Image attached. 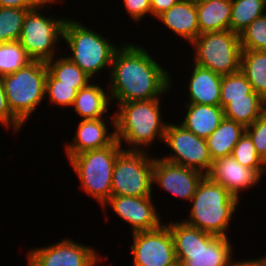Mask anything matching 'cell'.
Returning <instances> with one entry per match:
<instances>
[{
  "mask_svg": "<svg viewBox=\"0 0 266 266\" xmlns=\"http://www.w3.org/2000/svg\"><path fill=\"white\" fill-rule=\"evenodd\" d=\"M109 123L111 126H108ZM75 131L73 138L70 139L72 141L67 140L64 146V151L68 160L72 156L82 152L109 146L116 139L115 116L79 120Z\"/></svg>",
  "mask_w": 266,
  "mask_h": 266,
  "instance_id": "cell-17",
  "label": "cell"
},
{
  "mask_svg": "<svg viewBox=\"0 0 266 266\" xmlns=\"http://www.w3.org/2000/svg\"><path fill=\"white\" fill-rule=\"evenodd\" d=\"M55 4L58 5L57 2L41 1L24 17L18 41L33 61L47 62L56 57L60 51L64 24L68 16L49 15V11L47 15L45 8L52 9L50 7Z\"/></svg>",
  "mask_w": 266,
  "mask_h": 266,
  "instance_id": "cell-7",
  "label": "cell"
},
{
  "mask_svg": "<svg viewBox=\"0 0 266 266\" xmlns=\"http://www.w3.org/2000/svg\"><path fill=\"white\" fill-rule=\"evenodd\" d=\"M188 217L180 218L201 231L228 237L231 220L238 211L240 200L207 175L200 181L190 201Z\"/></svg>",
  "mask_w": 266,
  "mask_h": 266,
  "instance_id": "cell-4",
  "label": "cell"
},
{
  "mask_svg": "<svg viewBox=\"0 0 266 266\" xmlns=\"http://www.w3.org/2000/svg\"><path fill=\"white\" fill-rule=\"evenodd\" d=\"M48 71L58 80V84L88 85L93 79L74 64L63 53L46 62Z\"/></svg>",
  "mask_w": 266,
  "mask_h": 266,
  "instance_id": "cell-27",
  "label": "cell"
},
{
  "mask_svg": "<svg viewBox=\"0 0 266 266\" xmlns=\"http://www.w3.org/2000/svg\"><path fill=\"white\" fill-rule=\"evenodd\" d=\"M200 34L230 30L231 0L196 2Z\"/></svg>",
  "mask_w": 266,
  "mask_h": 266,
  "instance_id": "cell-22",
  "label": "cell"
},
{
  "mask_svg": "<svg viewBox=\"0 0 266 266\" xmlns=\"http://www.w3.org/2000/svg\"><path fill=\"white\" fill-rule=\"evenodd\" d=\"M245 132L252 139L259 156L264 159L266 157V111L251 125L245 127Z\"/></svg>",
  "mask_w": 266,
  "mask_h": 266,
  "instance_id": "cell-35",
  "label": "cell"
},
{
  "mask_svg": "<svg viewBox=\"0 0 266 266\" xmlns=\"http://www.w3.org/2000/svg\"><path fill=\"white\" fill-rule=\"evenodd\" d=\"M154 158L148 151L123 149L113 168L111 196H154Z\"/></svg>",
  "mask_w": 266,
  "mask_h": 266,
  "instance_id": "cell-10",
  "label": "cell"
},
{
  "mask_svg": "<svg viewBox=\"0 0 266 266\" xmlns=\"http://www.w3.org/2000/svg\"><path fill=\"white\" fill-rule=\"evenodd\" d=\"M185 103L220 105L221 75L193 63ZM189 99V100H188Z\"/></svg>",
  "mask_w": 266,
  "mask_h": 266,
  "instance_id": "cell-20",
  "label": "cell"
},
{
  "mask_svg": "<svg viewBox=\"0 0 266 266\" xmlns=\"http://www.w3.org/2000/svg\"><path fill=\"white\" fill-rule=\"evenodd\" d=\"M46 62L32 61L13 74L3 76L4 90L11 112L25 125L45 102Z\"/></svg>",
  "mask_w": 266,
  "mask_h": 266,
  "instance_id": "cell-8",
  "label": "cell"
},
{
  "mask_svg": "<svg viewBox=\"0 0 266 266\" xmlns=\"http://www.w3.org/2000/svg\"><path fill=\"white\" fill-rule=\"evenodd\" d=\"M173 220L164 223L170 229L176 259L184 266H232L237 260L231 238L201 231L182 219Z\"/></svg>",
  "mask_w": 266,
  "mask_h": 266,
  "instance_id": "cell-3",
  "label": "cell"
},
{
  "mask_svg": "<svg viewBox=\"0 0 266 266\" xmlns=\"http://www.w3.org/2000/svg\"><path fill=\"white\" fill-rule=\"evenodd\" d=\"M122 3L133 23L140 24L144 18L151 17L150 0H122Z\"/></svg>",
  "mask_w": 266,
  "mask_h": 266,
  "instance_id": "cell-36",
  "label": "cell"
},
{
  "mask_svg": "<svg viewBox=\"0 0 266 266\" xmlns=\"http://www.w3.org/2000/svg\"><path fill=\"white\" fill-rule=\"evenodd\" d=\"M240 71L254 92L266 99V51L242 49Z\"/></svg>",
  "mask_w": 266,
  "mask_h": 266,
  "instance_id": "cell-25",
  "label": "cell"
},
{
  "mask_svg": "<svg viewBox=\"0 0 266 266\" xmlns=\"http://www.w3.org/2000/svg\"><path fill=\"white\" fill-rule=\"evenodd\" d=\"M244 132L245 127L242 124L224 118L218 128L206 139L211 159L231 155Z\"/></svg>",
  "mask_w": 266,
  "mask_h": 266,
  "instance_id": "cell-23",
  "label": "cell"
},
{
  "mask_svg": "<svg viewBox=\"0 0 266 266\" xmlns=\"http://www.w3.org/2000/svg\"><path fill=\"white\" fill-rule=\"evenodd\" d=\"M31 9L0 7V44L19 40L24 17Z\"/></svg>",
  "mask_w": 266,
  "mask_h": 266,
  "instance_id": "cell-30",
  "label": "cell"
},
{
  "mask_svg": "<svg viewBox=\"0 0 266 266\" xmlns=\"http://www.w3.org/2000/svg\"><path fill=\"white\" fill-rule=\"evenodd\" d=\"M0 125L12 133H19L24 124L11 112L4 90L3 76L0 75ZM12 129V130H11Z\"/></svg>",
  "mask_w": 266,
  "mask_h": 266,
  "instance_id": "cell-34",
  "label": "cell"
},
{
  "mask_svg": "<svg viewBox=\"0 0 266 266\" xmlns=\"http://www.w3.org/2000/svg\"><path fill=\"white\" fill-rule=\"evenodd\" d=\"M182 105H184L186 113L179 124L199 138L207 139L224 119L223 108L220 105L194 103H183Z\"/></svg>",
  "mask_w": 266,
  "mask_h": 266,
  "instance_id": "cell-21",
  "label": "cell"
},
{
  "mask_svg": "<svg viewBox=\"0 0 266 266\" xmlns=\"http://www.w3.org/2000/svg\"><path fill=\"white\" fill-rule=\"evenodd\" d=\"M231 155L241 165L250 169H256L265 178L266 166L264 160L259 156L252 139L246 132L240 137Z\"/></svg>",
  "mask_w": 266,
  "mask_h": 266,
  "instance_id": "cell-32",
  "label": "cell"
},
{
  "mask_svg": "<svg viewBox=\"0 0 266 266\" xmlns=\"http://www.w3.org/2000/svg\"><path fill=\"white\" fill-rule=\"evenodd\" d=\"M207 176L240 201L242 193L246 194V190L258 187L264 178L256 169L241 165L232 155L213 160Z\"/></svg>",
  "mask_w": 266,
  "mask_h": 266,
  "instance_id": "cell-16",
  "label": "cell"
},
{
  "mask_svg": "<svg viewBox=\"0 0 266 266\" xmlns=\"http://www.w3.org/2000/svg\"><path fill=\"white\" fill-rule=\"evenodd\" d=\"M190 46L193 49L191 62L200 67L221 76L240 70L242 47L238 33L231 30L205 32Z\"/></svg>",
  "mask_w": 266,
  "mask_h": 266,
  "instance_id": "cell-9",
  "label": "cell"
},
{
  "mask_svg": "<svg viewBox=\"0 0 266 266\" xmlns=\"http://www.w3.org/2000/svg\"><path fill=\"white\" fill-rule=\"evenodd\" d=\"M163 99L164 97L115 104V137L124 150L149 152L156 140L163 143L169 122L163 118Z\"/></svg>",
  "mask_w": 266,
  "mask_h": 266,
  "instance_id": "cell-2",
  "label": "cell"
},
{
  "mask_svg": "<svg viewBox=\"0 0 266 266\" xmlns=\"http://www.w3.org/2000/svg\"><path fill=\"white\" fill-rule=\"evenodd\" d=\"M42 2H58V4H62L61 2H65V0H41Z\"/></svg>",
  "mask_w": 266,
  "mask_h": 266,
  "instance_id": "cell-40",
  "label": "cell"
},
{
  "mask_svg": "<svg viewBox=\"0 0 266 266\" xmlns=\"http://www.w3.org/2000/svg\"><path fill=\"white\" fill-rule=\"evenodd\" d=\"M32 61L18 40L0 44L1 76L13 74L17 70L26 67Z\"/></svg>",
  "mask_w": 266,
  "mask_h": 266,
  "instance_id": "cell-28",
  "label": "cell"
},
{
  "mask_svg": "<svg viewBox=\"0 0 266 266\" xmlns=\"http://www.w3.org/2000/svg\"><path fill=\"white\" fill-rule=\"evenodd\" d=\"M123 147L115 139L109 146L82 152L68 162L79 180L81 191L100 207L111 197L112 174Z\"/></svg>",
  "mask_w": 266,
  "mask_h": 266,
  "instance_id": "cell-6",
  "label": "cell"
},
{
  "mask_svg": "<svg viewBox=\"0 0 266 266\" xmlns=\"http://www.w3.org/2000/svg\"><path fill=\"white\" fill-rule=\"evenodd\" d=\"M179 0H150L151 5V18L155 19L161 13L169 10L173 5H175Z\"/></svg>",
  "mask_w": 266,
  "mask_h": 266,
  "instance_id": "cell-37",
  "label": "cell"
},
{
  "mask_svg": "<svg viewBox=\"0 0 266 266\" xmlns=\"http://www.w3.org/2000/svg\"><path fill=\"white\" fill-rule=\"evenodd\" d=\"M230 30L240 33L256 18L266 14V0H231Z\"/></svg>",
  "mask_w": 266,
  "mask_h": 266,
  "instance_id": "cell-26",
  "label": "cell"
},
{
  "mask_svg": "<svg viewBox=\"0 0 266 266\" xmlns=\"http://www.w3.org/2000/svg\"><path fill=\"white\" fill-rule=\"evenodd\" d=\"M87 27L88 25L86 26L82 21L67 18L63 29L64 44L62 46L66 44L64 48L68 47L67 51L70 53L65 50L60 52H63L74 64L94 79L104 70L108 73L107 69H109L110 73L114 53L121 44L116 45V42L98 33L96 29L92 30L90 26Z\"/></svg>",
  "mask_w": 266,
  "mask_h": 266,
  "instance_id": "cell-5",
  "label": "cell"
},
{
  "mask_svg": "<svg viewBox=\"0 0 266 266\" xmlns=\"http://www.w3.org/2000/svg\"><path fill=\"white\" fill-rule=\"evenodd\" d=\"M263 160H264V164H265V166H266V157H265Z\"/></svg>",
  "mask_w": 266,
  "mask_h": 266,
  "instance_id": "cell-43",
  "label": "cell"
},
{
  "mask_svg": "<svg viewBox=\"0 0 266 266\" xmlns=\"http://www.w3.org/2000/svg\"><path fill=\"white\" fill-rule=\"evenodd\" d=\"M223 112L224 118L247 127L265 112V100L252 91L248 98L228 99Z\"/></svg>",
  "mask_w": 266,
  "mask_h": 266,
  "instance_id": "cell-24",
  "label": "cell"
},
{
  "mask_svg": "<svg viewBox=\"0 0 266 266\" xmlns=\"http://www.w3.org/2000/svg\"><path fill=\"white\" fill-rule=\"evenodd\" d=\"M153 197L111 196L101 208L106 210L103 212L109 213L107 210L110 207L117 218L130 225L132 233L151 231L158 229L164 223Z\"/></svg>",
  "mask_w": 266,
  "mask_h": 266,
  "instance_id": "cell-14",
  "label": "cell"
},
{
  "mask_svg": "<svg viewBox=\"0 0 266 266\" xmlns=\"http://www.w3.org/2000/svg\"><path fill=\"white\" fill-rule=\"evenodd\" d=\"M148 52L128 41L115 51L106 82L112 105L162 98L173 90L171 72Z\"/></svg>",
  "mask_w": 266,
  "mask_h": 266,
  "instance_id": "cell-1",
  "label": "cell"
},
{
  "mask_svg": "<svg viewBox=\"0 0 266 266\" xmlns=\"http://www.w3.org/2000/svg\"><path fill=\"white\" fill-rule=\"evenodd\" d=\"M94 248L67 237L48 246L30 248L26 266H99L104 258Z\"/></svg>",
  "mask_w": 266,
  "mask_h": 266,
  "instance_id": "cell-12",
  "label": "cell"
},
{
  "mask_svg": "<svg viewBox=\"0 0 266 266\" xmlns=\"http://www.w3.org/2000/svg\"><path fill=\"white\" fill-rule=\"evenodd\" d=\"M252 91L251 84L240 70L224 75L221 82L220 106L224 108L228 99L248 98Z\"/></svg>",
  "mask_w": 266,
  "mask_h": 266,
  "instance_id": "cell-31",
  "label": "cell"
},
{
  "mask_svg": "<svg viewBox=\"0 0 266 266\" xmlns=\"http://www.w3.org/2000/svg\"><path fill=\"white\" fill-rule=\"evenodd\" d=\"M207 1H213V0H195V2H207Z\"/></svg>",
  "mask_w": 266,
  "mask_h": 266,
  "instance_id": "cell-42",
  "label": "cell"
},
{
  "mask_svg": "<svg viewBox=\"0 0 266 266\" xmlns=\"http://www.w3.org/2000/svg\"><path fill=\"white\" fill-rule=\"evenodd\" d=\"M94 82H96V78L77 92L71 106L73 112L76 113L80 120L115 116L114 113L112 115L109 113L112 103L109 92H107L108 86L104 83L102 85L101 83ZM104 85L106 88H104Z\"/></svg>",
  "mask_w": 266,
  "mask_h": 266,
  "instance_id": "cell-19",
  "label": "cell"
},
{
  "mask_svg": "<svg viewBox=\"0 0 266 266\" xmlns=\"http://www.w3.org/2000/svg\"><path fill=\"white\" fill-rule=\"evenodd\" d=\"M41 0H0V7L35 8Z\"/></svg>",
  "mask_w": 266,
  "mask_h": 266,
  "instance_id": "cell-38",
  "label": "cell"
},
{
  "mask_svg": "<svg viewBox=\"0 0 266 266\" xmlns=\"http://www.w3.org/2000/svg\"><path fill=\"white\" fill-rule=\"evenodd\" d=\"M171 266H184L182 262L176 261L173 265Z\"/></svg>",
  "mask_w": 266,
  "mask_h": 266,
  "instance_id": "cell-41",
  "label": "cell"
},
{
  "mask_svg": "<svg viewBox=\"0 0 266 266\" xmlns=\"http://www.w3.org/2000/svg\"><path fill=\"white\" fill-rule=\"evenodd\" d=\"M169 154L160 157L164 161L200 171L207 175L212 166L206 139L199 138L177 122H168L163 143Z\"/></svg>",
  "mask_w": 266,
  "mask_h": 266,
  "instance_id": "cell-11",
  "label": "cell"
},
{
  "mask_svg": "<svg viewBox=\"0 0 266 266\" xmlns=\"http://www.w3.org/2000/svg\"><path fill=\"white\" fill-rule=\"evenodd\" d=\"M204 176L200 171L169 163L160 156L154 158L152 186L170 193L173 198L189 203Z\"/></svg>",
  "mask_w": 266,
  "mask_h": 266,
  "instance_id": "cell-15",
  "label": "cell"
},
{
  "mask_svg": "<svg viewBox=\"0 0 266 266\" xmlns=\"http://www.w3.org/2000/svg\"><path fill=\"white\" fill-rule=\"evenodd\" d=\"M233 266H266V254L261 255V257L247 258L244 260L237 259Z\"/></svg>",
  "mask_w": 266,
  "mask_h": 266,
  "instance_id": "cell-39",
  "label": "cell"
},
{
  "mask_svg": "<svg viewBox=\"0 0 266 266\" xmlns=\"http://www.w3.org/2000/svg\"><path fill=\"white\" fill-rule=\"evenodd\" d=\"M242 49L266 51V14L256 18L240 33Z\"/></svg>",
  "mask_w": 266,
  "mask_h": 266,
  "instance_id": "cell-33",
  "label": "cell"
},
{
  "mask_svg": "<svg viewBox=\"0 0 266 266\" xmlns=\"http://www.w3.org/2000/svg\"><path fill=\"white\" fill-rule=\"evenodd\" d=\"M155 19L173 35L184 39V42H188V44H191L200 35L195 0H179Z\"/></svg>",
  "mask_w": 266,
  "mask_h": 266,
  "instance_id": "cell-18",
  "label": "cell"
},
{
  "mask_svg": "<svg viewBox=\"0 0 266 266\" xmlns=\"http://www.w3.org/2000/svg\"><path fill=\"white\" fill-rule=\"evenodd\" d=\"M87 85L58 84V80L48 71L46 76L45 100L48 105L58 108H71L77 92Z\"/></svg>",
  "mask_w": 266,
  "mask_h": 266,
  "instance_id": "cell-29",
  "label": "cell"
},
{
  "mask_svg": "<svg viewBox=\"0 0 266 266\" xmlns=\"http://www.w3.org/2000/svg\"><path fill=\"white\" fill-rule=\"evenodd\" d=\"M132 266H171L177 259L169 227L131 233Z\"/></svg>",
  "mask_w": 266,
  "mask_h": 266,
  "instance_id": "cell-13",
  "label": "cell"
}]
</instances>
